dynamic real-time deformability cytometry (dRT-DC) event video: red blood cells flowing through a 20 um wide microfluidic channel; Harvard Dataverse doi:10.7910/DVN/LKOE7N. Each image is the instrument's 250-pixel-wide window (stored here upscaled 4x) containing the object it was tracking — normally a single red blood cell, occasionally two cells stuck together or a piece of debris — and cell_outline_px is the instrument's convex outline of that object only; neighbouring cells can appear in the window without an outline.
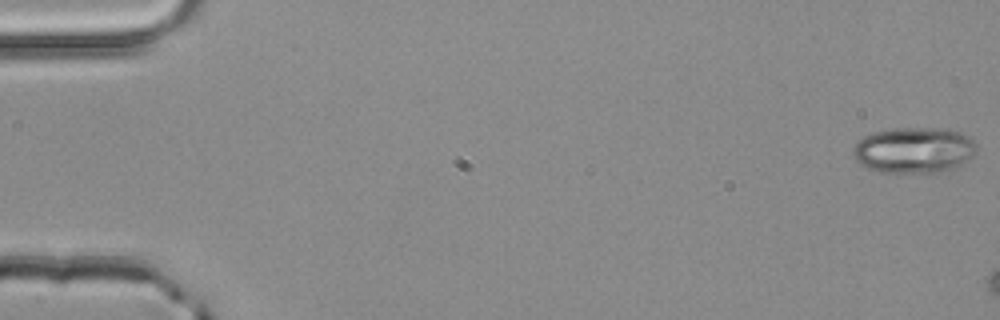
{"species": "common noctule bat (a hibernating species)", "species_latin": "Nyctalus noctula", "temperature_condition": "room temperature", "stored_images_in_passage": 8, "camera_frame_rate_fps": 3000, "um_per_image_px": 0.085, "animal": {"sex": "male", "body_mass_g": 20.4}, "frame": {"image": 1, "passage_image": 1, "time_ms": 0.0, "image_size_px": [1000, 320], "cell_outline_px": [[976, 152], [968, 160], [944, 172], [880, 172], [868, 168], [860, 164], [852, 156], [852, 148], [856, 140], [872, 132], [896, 128], [948, 128], [960, 132], [968, 136], [976, 144]], "centroid_in_image_um": [77.65, 12.75], "position_along_channel_um": 7.3, "area_um2": 33.29}}